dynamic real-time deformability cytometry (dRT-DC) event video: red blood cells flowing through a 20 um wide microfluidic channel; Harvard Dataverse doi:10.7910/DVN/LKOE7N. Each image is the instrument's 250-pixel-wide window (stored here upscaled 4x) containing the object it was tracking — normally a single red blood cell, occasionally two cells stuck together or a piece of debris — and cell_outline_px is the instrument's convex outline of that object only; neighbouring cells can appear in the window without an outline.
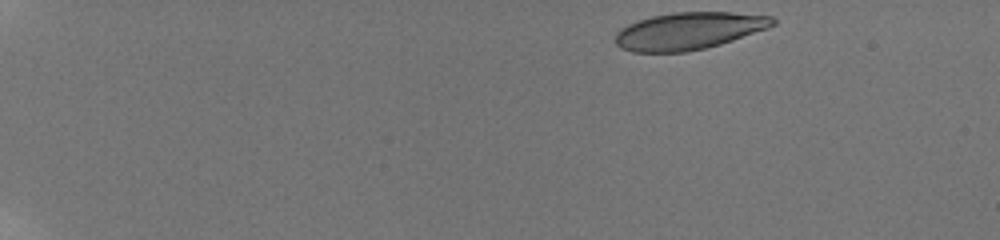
{"species": "human", "species_latin": "Homo sapiens", "temperature_condition": "room temperature", "stored_images_in_passage": 49, "camera_frame_rate_fps": 3000, "um_per_image_px": 0.085, "donor": {"sex": "male"}, "frame": {"image": 1, "passage_image": 1, "time_ms": 0.0, "image_size_px": [1000, 240], "cell_outline_px": [[776, 24], [768, 28], [720, 44], [688, 52], [632, 52], [620, 48], [616, 44], [616, 32], [620, 28], [628, 24], [652, 16], [676, 12], [732, 12], [772, 16], [776, 20]], "centroid_in_image_um": [58.54, 2.63], "position_along_channel_um": 26.5, "area_um2": 34.1}}
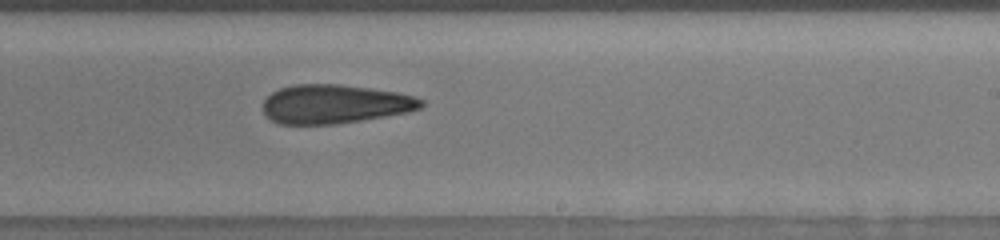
{"frame": {"image": 2, "passage_image": 31, "time_ms": 10.0, "image_size_px": [1000, 240], "cell_outline_px": [[424, 104], [420, 108], [408, 112], [360, 120], [332, 124], [280, 124], [264, 116], [264, 100], [272, 92], [280, 88], [292, 84], [340, 84], [396, 92], [416, 96], [424, 100]], "centroid_in_image_um": [28.44, 8.84], "position_along_channel_um": 260.6, "area_um2": 35.78}}
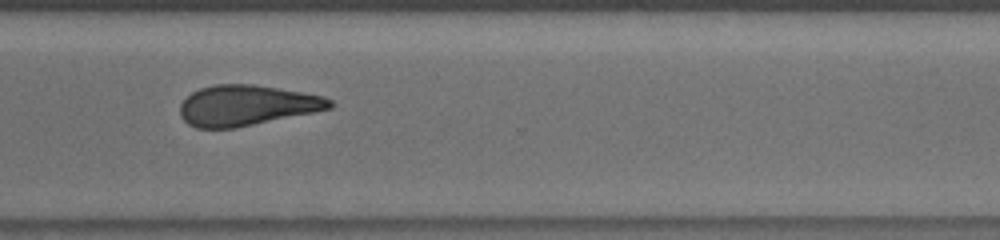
{"frame": {"image": 3, "passage_image": 38, "time_ms": 12.333, "image_size_px": [1000, 240], "cell_outline_px": [[336, 104], [332, 108], [236, 128], [196, 128], [188, 124], [180, 116], [180, 104], [192, 92], [200, 88], [216, 84], [252, 84], [324, 96], [332, 100]], "centroid_in_image_um": [20.96, 8.96], "position_along_channel_um": 349.6, "area_um2": 35.2}, "authors_computed_cell_mechanics": {"area_um2": 35.836, "velocity_mm_per_s": 3.8123, "shape_relaxation_time_tau1_ms": 6.9363, "shape_relaxation_time_tau2_ms": 3.6823, "deformation_change_tau1": 0.1746, "deformation_change_tau2": 0.1241}}